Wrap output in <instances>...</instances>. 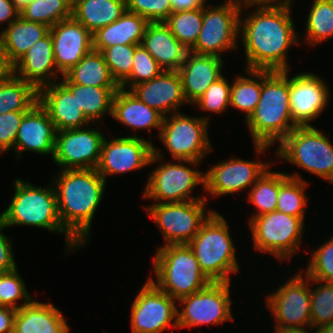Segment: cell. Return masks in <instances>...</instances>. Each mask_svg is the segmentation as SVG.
I'll return each instance as SVG.
<instances>
[{"mask_svg":"<svg viewBox=\"0 0 333 333\" xmlns=\"http://www.w3.org/2000/svg\"><path fill=\"white\" fill-rule=\"evenodd\" d=\"M16 309L0 306V333H13Z\"/></svg>","mask_w":333,"mask_h":333,"instance_id":"cell-51","label":"cell"},{"mask_svg":"<svg viewBox=\"0 0 333 333\" xmlns=\"http://www.w3.org/2000/svg\"><path fill=\"white\" fill-rule=\"evenodd\" d=\"M12 1L19 9H22L25 5L32 2L33 0H12Z\"/></svg>","mask_w":333,"mask_h":333,"instance_id":"cell-57","label":"cell"},{"mask_svg":"<svg viewBox=\"0 0 333 333\" xmlns=\"http://www.w3.org/2000/svg\"><path fill=\"white\" fill-rule=\"evenodd\" d=\"M277 146L280 159L333 183V146L319 129L296 127Z\"/></svg>","mask_w":333,"mask_h":333,"instance_id":"cell-7","label":"cell"},{"mask_svg":"<svg viewBox=\"0 0 333 333\" xmlns=\"http://www.w3.org/2000/svg\"><path fill=\"white\" fill-rule=\"evenodd\" d=\"M56 132L46 109L39 102L34 104L23 116L15 138L14 151L18 159L26 151L50 154L53 158Z\"/></svg>","mask_w":333,"mask_h":333,"instance_id":"cell-21","label":"cell"},{"mask_svg":"<svg viewBox=\"0 0 333 333\" xmlns=\"http://www.w3.org/2000/svg\"><path fill=\"white\" fill-rule=\"evenodd\" d=\"M21 299L24 303L19 306L16 302ZM32 300L17 268L7 273H0V306L18 310Z\"/></svg>","mask_w":333,"mask_h":333,"instance_id":"cell-44","label":"cell"},{"mask_svg":"<svg viewBox=\"0 0 333 333\" xmlns=\"http://www.w3.org/2000/svg\"><path fill=\"white\" fill-rule=\"evenodd\" d=\"M136 135L113 138L110 141L104 139L100 160L95 169L105 181L108 175L127 173L162 160L163 154L151 141Z\"/></svg>","mask_w":333,"mask_h":333,"instance_id":"cell-13","label":"cell"},{"mask_svg":"<svg viewBox=\"0 0 333 333\" xmlns=\"http://www.w3.org/2000/svg\"><path fill=\"white\" fill-rule=\"evenodd\" d=\"M175 302L148 279L131 304L132 333H161L171 327L179 328Z\"/></svg>","mask_w":333,"mask_h":333,"instance_id":"cell-15","label":"cell"},{"mask_svg":"<svg viewBox=\"0 0 333 333\" xmlns=\"http://www.w3.org/2000/svg\"><path fill=\"white\" fill-rule=\"evenodd\" d=\"M309 333L311 331L310 327H308ZM275 333H308L306 328L301 327H281L275 326Z\"/></svg>","mask_w":333,"mask_h":333,"instance_id":"cell-55","label":"cell"},{"mask_svg":"<svg viewBox=\"0 0 333 333\" xmlns=\"http://www.w3.org/2000/svg\"><path fill=\"white\" fill-rule=\"evenodd\" d=\"M130 91L164 117L171 112L177 113L180 106L188 103L178 71L165 70L154 79L135 85Z\"/></svg>","mask_w":333,"mask_h":333,"instance_id":"cell-23","label":"cell"},{"mask_svg":"<svg viewBox=\"0 0 333 333\" xmlns=\"http://www.w3.org/2000/svg\"><path fill=\"white\" fill-rule=\"evenodd\" d=\"M230 282H211L205 288L180 298L182 311L178 313V326L194 327L221 324L231 320Z\"/></svg>","mask_w":333,"mask_h":333,"instance_id":"cell-14","label":"cell"},{"mask_svg":"<svg viewBox=\"0 0 333 333\" xmlns=\"http://www.w3.org/2000/svg\"><path fill=\"white\" fill-rule=\"evenodd\" d=\"M280 188V172L266 170L249 189L248 200L258 212L250 219L276 211Z\"/></svg>","mask_w":333,"mask_h":333,"instance_id":"cell-38","label":"cell"},{"mask_svg":"<svg viewBox=\"0 0 333 333\" xmlns=\"http://www.w3.org/2000/svg\"><path fill=\"white\" fill-rule=\"evenodd\" d=\"M38 102L46 109L57 131L90 126L76 98L61 83L54 82L38 91Z\"/></svg>","mask_w":333,"mask_h":333,"instance_id":"cell-24","label":"cell"},{"mask_svg":"<svg viewBox=\"0 0 333 333\" xmlns=\"http://www.w3.org/2000/svg\"><path fill=\"white\" fill-rule=\"evenodd\" d=\"M203 18V7L194 10L172 12L164 23L173 36L190 50L198 40Z\"/></svg>","mask_w":333,"mask_h":333,"instance_id":"cell-40","label":"cell"},{"mask_svg":"<svg viewBox=\"0 0 333 333\" xmlns=\"http://www.w3.org/2000/svg\"><path fill=\"white\" fill-rule=\"evenodd\" d=\"M76 98L84 115L93 123L102 119L105 113H112V102L120 87L84 86L74 83H62Z\"/></svg>","mask_w":333,"mask_h":333,"instance_id":"cell-33","label":"cell"},{"mask_svg":"<svg viewBox=\"0 0 333 333\" xmlns=\"http://www.w3.org/2000/svg\"><path fill=\"white\" fill-rule=\"evenodd\" d=\"M15 194L7 209L0 214L7 227L22 225L65 234L66 248H81V244L63 227L57 210L53 186L36 187L20 179L14 181Z\"/></svg>","mask_w":333,"mask_h":333,"instance_id":"cell-4","label":"cell"},{"mask_svg":"<svg viewBox=\"0 0 333 333\" xmlns=\"http://www.w3.org/2000/svg\"><path fill=\"white\" fill-rule=\"evenodd\" d=\"M312 253L305 274L309 279L333 283V236Z\"/></svg>","mask_w":333,"mask_h":333,"instance_id":"cell-46","label":"cell"},{"mask_svg":"<svg viewBox=\"0 0 333 333\" xmlns=\"http://www.w3.org/2000/svg\"><path fill=\"white\" fill-rule=\"evenodd\" d=\"M205 203L206 200L155 203L148 206L146 210L159 226L166 241L165 246L180 245L188 244L214 212V210L207 212Z\"/></svg>","mask_w":333,"mask_h":333,"instance_id":"cell-12","label":"cell"},{"mask_svg":"<svg viewBox=\"0 0 333 333\" xmlns=\"http://www.w3.org/2000/svg\"><path fill=\"white\" fill-rule=\"evenodd\" d=\"M224 62L214 55H199L188 52L178 72L182 80L183 93L191 105L199 99L212 82L223 74Z\"/></svg>","mask_w":333,"mask_h":333,"instance_id":"cell-25","label":"cell"},{"mask_svg":"<svg viewBox=\"0 0 333 333\" xmlns=\"http://www.w3.org/2000/svg\"><path fill=\"white\" fill-rule=\"evenodd\" d=\"M136 46L117 44L101 51L113 79L119 86L131 75Z\"/></svg>","mask_w":333,"mask_h":333,"instance_id":"cell-43","label":"cell"},{"mask_svg":"<svg viewBox=\"0 0 333 333\" xmlns=\"http://www.w3.org/2000/svg\"><path fill=\"white\" fill-rule=\"evenodd\" d=\"M208 5L203 7L198 40L189 51L199 55L222 57V52L237 50L239 17L243 8L239 0H226L216 7Z\"/></svg>","mask_w":333,"mask_h":333,"instance_id":"cell-9","label":"cell"},{"mask_svg":"<svg viewBox=\"0 0 333 333\" xmlns=\"http://www.w3.org/2000/svg\"><path fill=\"white\" fill-rule=\"evenodd\" d=\"M49 31L56 68L61 76L93 50L92 33L73 16L54 24Z\"/></svg>","mask_w":333,"mask_h":333,"instance_id":"cell-20","label":"cell"},{"mask_svg":"<svg viewBox=\"0 0 333 333\" xmlns=\"http://www.w3.org/2000/svg\"><path fill=\"white\" fill-rule=\"evenodd\" d=\"M72 6V0H33L20 9V16L27 21L52 27L72 17Z\"/></svg>","mask_w":333,"mask_h":333,"instance_id":"cell-37","label":"cell"},{"mask_svg":"<svg viewBox=\"0 0 333 333\" xmlns=\"http://www.w3.org/2000/svg\"><path fill=\"white\" fill-rule=\"evenodd\" d=\"M156 282L148 279L175 300L205 288L211 281L204 275L188 244L158 247L153 260Z\"/></svg>","mask_w":333,"mask_h":333,"instance_id":"cell-5","label":"cell"},{"mask_svg":"<svg viewBox=\"0 0 333 333\" xmlns=\"http://www.w3.org/2000/svg\"><path fill=\"white\" fill-rule=\"evenodd\" d=\"M231 84L221 76L207 88L204 94L193 104L204 111L223 113L230 106Z\"/></svg>","mask_w":333,"mask_h":333,"instance_id":"cell-45","label":"cell"},{"mask_svg":"<svg viewBox=\"0 0 333 333\" xmlns=\"http://www.w3.org/2000/svg\"><path fill=\"white\" fill-rule=\"evenodd\" d=\"M248 224L255 250L289 261L299 249L305 225L302 218L278 210L249 219Z\"/></svg>","mask_w":333,"mask_h":333,"instance_id":"cell-8","label":"cell"},{"mask_svg":"<svg viewBox=\"0 0 333 333\" xmlns=\"http://www.w3.org/2000/svg\"><path fill=\"white\" fill-rule=\"evenodd\" d=\"M302 274L297 273L266 298V305L277 322L275 326L312 327L310 280Z\"/></svg>","mask_w":333,"mask_h":333,"instance_id":"cell-17","label":"cell"},{"mask_svg":"<svg viewBox=\"0 0 333 333\" xmlns=\"http://www.w3.org/2000/svg\"><path fill=\"white\" fill-rule=\"evenodd\" d=\"M50 27L31 22L19 16L0 33V47L8 61L14 65L37 41L43 38Z\"/></svg>","mask_w":333,"mask_h":333,"instance_id":"cell-30","label":"cell"},{"mask_svg":"<svg viewBox=\"0 0 333 333\" xmlns=\"http://www.w3.org/2000/svg\"><path fill=\"white\" fill-rule=\"evenodd\" d=\"M27 111H12L0 115V154L14 148L15 138Z\"/></svg>","mask_w":333,"mask_h":333,"instance_id":"cell-48","label":"cell"},{"mask_svg":"<svg viewBox=\"0 0 333 333\" xmlns=\"http://www.w3.org/2000/svg\"><path fill=\"white\" fill-rule=\"evenodd\" d=\"M62 78L61 83L96 87H120L113 79L102 53L97 50L87 53Z\"/></svg>","mask_w":333,"mask_h":333,"instance_id":"cell-32","label":"cell"},{"mask_svg":"<svg viewBox=\"0 0 333 333\" xmlns=\"http://www.w3.org/2000/svg\"><path fill=\"white\" fill-rule=\"evenodd\" d=\"M174 163H162L149 174L143 197L158 203H181L186 201L206 200L194 197L191 192L197 185L205 187V172L191 169L183 164L199 165L198 161L177 160ZM161 201V202H160Z\"/></svg>","mask_w":333,"mask_h":333,"instance_id":"cell-11","label":"cell"},{"mask_svg":"<svg viewBox=\"0 0 333 333\" xmlns=\"http://www.w3.org/2000/svg\"><path fill=\"white\" fill-rule=\"evenodd\" d=\"M316 329V333H333V323L318 326Z\"/></svg>","mask_w":333,"mask_h":333,"instance_id":"cell-56","label":"cell"},{"mask_svg":"<svg viewBox=\"0 0 333 333\" xmlns=\"http://www.w3.org/2000/svg\"><path fill=\"white\" fill-rule=\"evenodd\" d=\"M270 166V162L230 158L206 170L204 190L215 197L238 193L252 187Z\"/></svg>","mask_w":333,"mask_h":333,"instance_id":"cell-18","label":"cell"},{"mask_svg":"<svg viewBox=\"0 0 333 333\" xmlns=\"http://www.w3.org/2000/svg\"><path fill=\"white\" fill-rule=\"evenodd\" d=\"M111 117L134 129L161 130L164 116L150 108L130 90L119 88L112 102Z\"/></svg>","mask_w":333,"mask_h":333,"instance_id":"cell-28","label":"cell"},{"mask_svg":"<svg viewBox=\"0 0 333 333\" xmlns=\"http://www.w3.org/2000/svg\"><path fill=\"white\" fill-rule=\"evenodd\" d=\"M38 102V91L14 73L0 84V115L28 111Z\"/></svg>","mask_w":333,"mask_h":333,"instance_id":"cell-34","label":"cell"},{"mask_svg":"<svg viewBox=\"0 0 333 333\" xmlns=\"http://www.w3.org/2000/svg\"><path fill=\"white\" fill-rule=\"evenodd\" d=\"M62 315L51 302L32 300L16 311L13 333H69L70 328Z\"/></svg>","mask_w":333,"mask_h":333,"instance_id":"cell-27","label":"cell"},{"mask_svg":"<svg viewBox=\"0 0 333 333\" xmlns=\"http://www.w3.org/2000/svg\"><path fill=\"white\" fill-rule=\"evenodd\" d=\"M8 228L0 217V273H7L17 268L12 252V240L5 236L3 229Z\"/></svg>","mask_w":333,"mask_h":333,"instance_id":"cell-49","label":"cell"},{"mask_svg":"<svg viewBox=\"0 0 333 333\" xmlns=\"http://www.w3.org/2000/svg\"><path fill=\"white\" fill-rule=\"evenodd\" d=\"M293 0H239L244 7H287L291 8V3ZM276 2V3H275ZM274 3V4H273Z\"/></svg>","mask_w":333,"mask_h":333,"instance_id":"cell-52","label":"cell"},{"mask_svg":"<svg viewBox=\"0 0 333 333\" xmlns=\"http://www.w3.org/2000/svg\"><path fill=\"white\" fill-rule=\"evenodd\" d=\"M127 12L126 0H74L72 16L92 34Z\"/></svg>","mask_w":333,"mask_h":333,"instance_id":"cell-31","label":"cell"},{"mask_svg":"<svg viewBox=\"0 0 333 333\" xmlns=\"http://www.w3.org/2000/svg\"><path fill=\"white\" fill-rule=\"evenodd\" d=\"M245 71L250 75V78L246 76H236V79L231 83L230 105L231 107L233 106V108L245 112V119H247L256 108L260 99L262 70L245 69Z\"/></svg>","mask_w":333,"mask_h":333,"instance_id":"cell-36","label":"cell"},{"mask_svg":"<svg viewBox=\"0 0 333 333\" xmlns=\"http://www.w3.org/2000/svg\"><path fill=\"white\" fill-rule=\"evenodd\" d=\"M308 12L305 42L314 46L333 37V0H314Z\"/></svg>","mask_w":333,"mask_h":333,"instance_id":"cell-39","label":"cell"},{"mask_svg":"<svg viewBox=\"0 0 333 333\" xmlns=\"http://www.w3.org/2000/svg\"><path fill=\"white\" fill-rule=\"evenodd\" d=\"M13 74V65L0 47V84Z\"/></svg>","mask_w":333,"mask_h":333,"instance_id":"cell-54","label":"cell"},{"mask_svg":"<svg viewBox=\"0 0 333 333\" xmlns=\"http://www.w3.org/2000/svg\"><path fill=\"white\" fill-rule=\"evenodd\" d=\"M206 0H171L172 12L194 10L204 7Z\"/></svg>","mask_w":333,"mask_h":333,"instance_id":"cell-53","label":"cell"},{"mask_svg":"<svg viewBox=\"0 0 333 333\" xmlns=\"http://www.w3.org/2000/svg\"><path fill=\"white\" fill-rule=\"evenodd\" d=\"M53 182L59 219L83 247L107 181L96 169H76L61 170Z\"/></svg>","mask_w":333,"mask_h":333,"instance_id":"cell-2","label":"cell"},{"mask_svg":"<svg viewBox=\"0 0 333 333\" xmlns=\"http://www.w3.org/2000/svg\"><path fill=\"white\" fill-rule=\"evenodd\" d=\"M104 139L98 128L57 131L52 159L61 170L95 169Z\"/></svg>","mask_w":333,"mask_h":333,"instance_id":"cell-16","label":"cell"},{"mask_svg":"<svg viewBox=\"0 0 333 333\" xmlns=\"http://www.w3.org/2000/svg\"><path fill=\"white\" fill-rule=\"evenodd\" d=\"M319 284L310 288L312 330L324 324L333 323V283L309 279ZM323 283V284H321Z\"/></svg>","mask_w":333,"mask_h":333,"instance_id":"cell-41","label":"cell"},{"mask_svg":"<svg viewBox=\"0 0 333 333\" xmlns=\"http://www.w3.org/2000/svg\"><path fill=\"white\" fill-rule=\"evenodd\" d=\"M208 117H189L181 113L163 119L159 139L164 143L173 160L198 161L212 147L208 139Z\"/></svg>","mask_w":333,"mask_h":333,"instance_id":"cell-10","label":"cell"},{"mask_svg":"<svg viewBox=\"0 0 333 333\" xmlns=\"http://www.w3.org/2000/svg\"><path fill=\"white\" fill-rule=\"evenodd\" d=\"M329 88L321 77L313 73H300L290 78V111L297 127L309 124L325 110Z\"/></svg>","mask_w":333,"mask_h":333,"instance_id":"cell-19","label":"cell"},{"mask_svg":"<svg viewBox=\"0 0 333 333\" xmlns=\"http://www.w3.org/2000/svg\"><path fill=\"white\" fill-rule=\"evenodd\" d=\"M13 73L37 91L56 82V77L61 78L57 75L50 31L13 65Z\"/></svg>","mask_w":333,"mask_h":333,"instance_id":"cell-22","label":"cell"},{"mask_svg":"<svg viewBox=\"0 0 333 333\" xmlns=\"http://www.w3.org/2000/svg\"><path fill=\"white\" fill-rule=\"evenodd\" d=\"M287 71L262 70L260 99L251 115L245 119L255 145L262 154L274 142H281L297 126L290 111V79Z\"/></svg>","mask_w":333,"mask_h":333,"instance_id":"cell-3","label":"cell"},{"mask_svg":"<svg viewBox=\"0 0 333 333\" xmlns=\"http://www.w3.org/2000/svg\"><path fill=\"white\" fill-rule=\"evenodd\" d=\"M20 16V9L12 0H0V25L8 26Z\"/></svg>","mask_w":333,"mask_h":333,"instance_id":"cell-50","label":"cell"},{"mask_svg":"<svg viewBox=\"0 0 333 333\" xmlns=\"http://www.w3.org/2000/svg\"><path fill=\"white\" fill-rule=\"evenodd\" d=\"M164 70L152 55L140 44L135 47L131 75L120 85L131 90L135 85L159 76ZM130 84V85H129Z\"/></svg>","mask_w":333,"mask_h":333,"instance_id":"cell-42","label":"cell"},{"mask_svg":"<svg viewBox=\"0 0 333 333\" xmlns=\"http://www.w3.org/2000/svg\"><path fill=\"white\" fill-rule=\"evenodd\" d=\"M141 45L164 71H178L189 52L164 22H149Z\"/></svg>","mask_w":333,"mask_h":333,"instance_id":"cell-26","label":"cell"},{"mask_svg":"<svg viewBox=\"0 0 333 333\" xmlns=\"http://www.w3.org/2000/svg\"><path fill=\"white\" fill-rule=\"evenodd\" d=\"M127 11L148 22H164L172 13L171 0H126Z\"/></svg>","mask_w":333,"mask_h":333,"instance_id":"cell-47","label":"cell"},{"mask_svg":"<svg viewBox=\"0 0 333 333\" xmlns=\"http://www.w3.org/2000/svg\"><path fill=\"white\" fill-rule=\"evenodd\" d=\"M148 21L142 16L125 12L119 19L92 34L93 50L102 51L114 45H140Z\"/></svg>","mask_w":333,"mask_h":333,"instance_id":"cell-29","label":"cell"},{"mask_svg":"<svg viewBox=\"0 0 333 333\" xmlns=\"http://www.w3.org/2000/svg\"><path fill=\"white\" fill-rule=\"evenodd\" d=\"M290 10L287 7H257L244 20L240 12L239 36L245 50V69L289 70L286 52L292 44H300Z\"/></svg>","mask_w":333,"mask_h":333,"instance_id":"cell-1","label":"cell"},{"mask_svg":"<svg viewBox=\"0 0 333 333\" xmlns=\"http://www.w3.org/2000/svg\"><path fill=\"white\" fill-rule=\"evenodd\" d=\"M307 181L298 174L280 172V188L277 199V209L285 214L300 217L304 220L305 207L308 199L305 196Z\"/></svg>","mask_w":333,"mask_h":333,"instance_id":"cell-35","label":"cell"},{"mask_svg":"<svg viewBox=\"0 0 333 333\" xmlns=\"http://www.w3.org/2000/svg\"><path fill=\"white\" fill-rule=\"evenodd\" d=\"M224 217L214 211L188 243L204 275L211 282H230L239 271L235 247Z\"/></svg>","mask_w":333,"mask_h":333,"instance_id":"cell-6","label":"cell"}]
</instances>
